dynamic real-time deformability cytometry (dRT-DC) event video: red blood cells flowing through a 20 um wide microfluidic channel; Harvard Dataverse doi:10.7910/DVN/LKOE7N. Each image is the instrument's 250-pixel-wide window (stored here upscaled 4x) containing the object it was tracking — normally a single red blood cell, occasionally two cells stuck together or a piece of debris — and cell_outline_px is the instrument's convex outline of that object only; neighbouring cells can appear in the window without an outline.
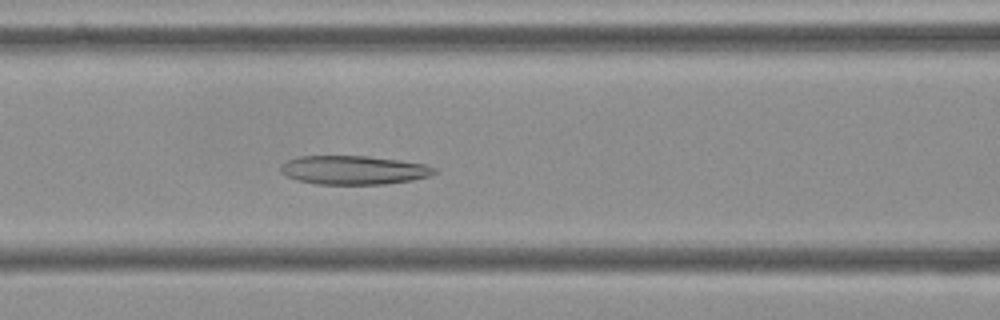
{"species": "Egyptian fruit bat (a non-hibernating species)", "species_latin": "Rousettus aegyptiacus", "temperature_condition": "cold", "stored_images_in_passage": 55, "camera_frame_rate_fps": 3000, "um_per_image_px": 0.085, "frame": {"image": 1, "passage_image": 23, "time_ms": 7.333, "image_size_px": [1000, 320], "cell_outline_px": [[436, 172], [428, 176], [412, 180], [384, 184], [316, 184], [296, 180], [280, 172], [280, 164], [288, 160], [300, 156], [368, 156], [400, 160], [424, 164], [436, 168]], "centroid_in_image_um": [30.03, 14.45], "position_along_channel_um": 136.6, "area_um2": 25.78}}
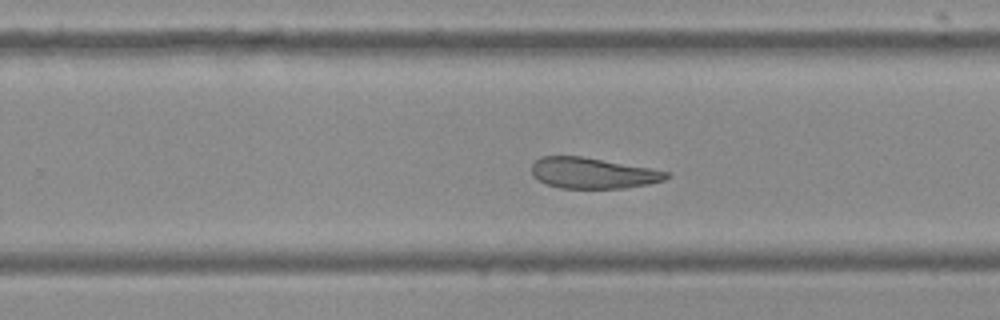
{"frame": {"image": 2, "passage_image": 35, "time_ms": 11.333, "image_size_px": [1000, 320], "cell_outline_px": [[672, 176], [664, 180], [648, 184], [624, 188], [560, 188], [548, 184], [532, 176], [532, 164], [540, 156], [580, 156], [648, 168], [668, 172]], "centroid_in_image_um": [50.37, 14.71], "position_along_channel_um": 279.4, "area_um2": 23.93}}
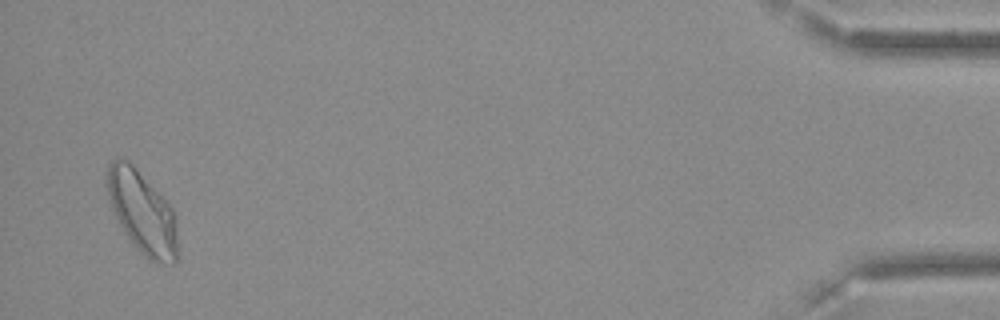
{"frame": {"image": 3, "passage_image": 54, "time_ms": 17.667, "image_size_px": [1000, 320], "cell_outline_px": [[180, 256], [176, 264], [156, 264], [148, 260], [136, 248], [124, 232], [112, 208], [104, 184], [108, 164], [116, 156], [120, 156], [128, 160], [132, 164], [172, 208], [176, 220]], "centroid_in_image_um": [12.1, 18.09], "position_along_channel_um": 423.1, "area_um2": 34.62}, "authors_computed_cell_mechanics": {"area_um2": 28.0908, "velocity_mm_per_s": 3.5783, "shape_relaxation_time_tau1_ms": null, "shape_relaxation_time_tau2_ms": 4.9311, "deformation_change_tau1": null, "deformation_change_tau2": 0.114}}